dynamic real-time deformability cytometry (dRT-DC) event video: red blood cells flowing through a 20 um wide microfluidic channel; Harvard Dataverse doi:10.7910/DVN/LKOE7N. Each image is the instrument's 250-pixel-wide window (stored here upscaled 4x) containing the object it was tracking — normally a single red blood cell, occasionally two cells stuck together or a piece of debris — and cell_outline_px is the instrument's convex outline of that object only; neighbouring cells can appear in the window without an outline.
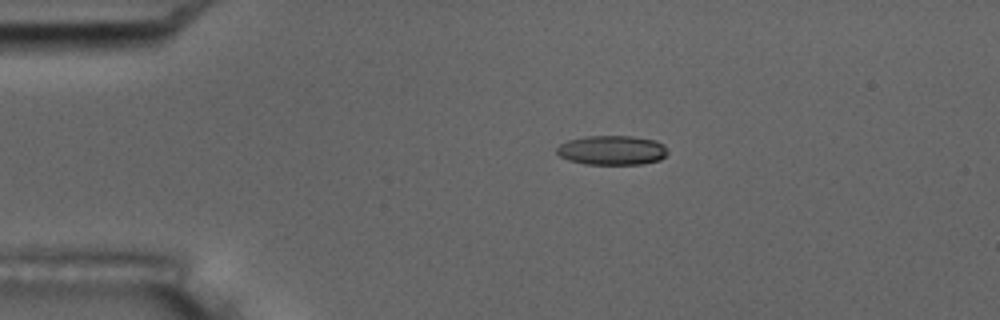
{"species": "common noctule bat (a hibernating species)", "species_latin": "Nyctalus noctula", "temperature_condition": "room temperature", "stored_images_in_passage": 14, "camera_frame_rate_fps": 3000, "um_per_image_px": 0.085, "animal": {"sex": "male", "body_mass_g": 17.5, "forearm_length_mm": 52.3}, "frame": {"image": 1, "passage_image": 1, "time_ms": 0.0, "image_size_px": [1000, 320], "cell_outline_px": [[668, 152], [660, 160], [640, 164], [584, 164], [568, 160], [560, 156], [556, 152], [556, 148], [560, 144], [568, 140], [588, 136], [632, 136], [656, 140], [664, 144]], "centroid_in_image_um": [52.02, 12.77], "position_along_channel_um": 33.0, "area_um2": 19.07}}
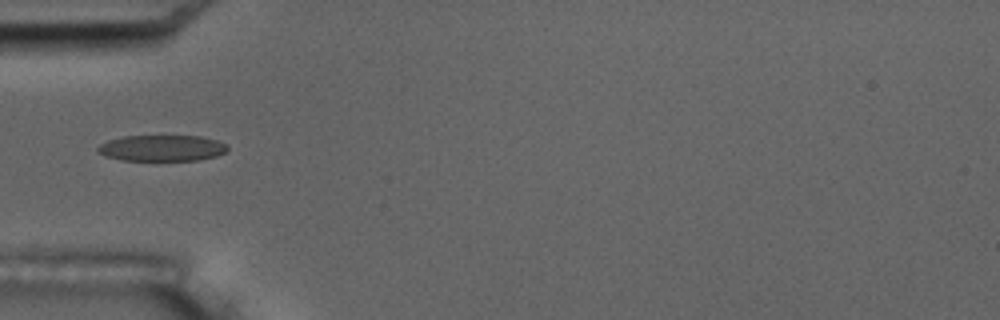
{"frame": {"image": 2, "passage_image": 3, "time_ms": 2.333, "image_size_px": [1000, 320], "cell_outline_px": [[228, 148], [224, 152], [216, 156], [196, 160], [120, 160], [104, 156], [96, 152], [96, 148], [100, 144], [108, 140], [124, 136], [200, 136], [216, 140], [224, 144]], "centroid_in_image_um": [13.69, 12.59], "position_along_channel_um": 71.3, "area_um2": 19.65}, "authors_computed_cell_mechanics": {"area_um2": 19.6809, "velocity_mm_per_s": 3.5601, "shape_relaxation_time_tau1_ms": 8.0269, "shape_relaxation_time_tau2_ms": 2.2826, "deformation_change_tau1": 0.1852, "deformation_change_tau2": 0.0737}}